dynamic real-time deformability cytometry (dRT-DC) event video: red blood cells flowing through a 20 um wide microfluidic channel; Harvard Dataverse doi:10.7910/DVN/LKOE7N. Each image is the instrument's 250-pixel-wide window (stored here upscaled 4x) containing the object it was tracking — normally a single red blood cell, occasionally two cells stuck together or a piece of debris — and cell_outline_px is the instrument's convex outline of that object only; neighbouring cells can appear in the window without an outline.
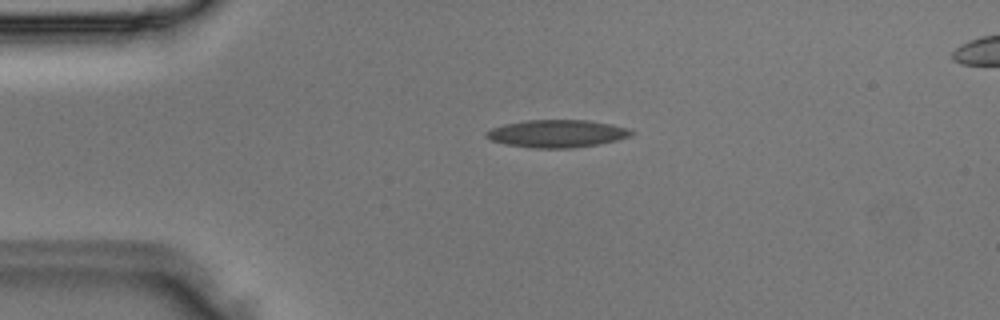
{"species": "Egyptian fruit bat (a non-hibernating species)", "species_latin": "Rousettus aegyptiacus", "temperature_condition": "room temperature", "stored_images_in_passage": 5, "camera_frame_rate_fps": 3000, "um_per_image_px": 0.085, "animal": {"sex": "male"}, "frame": {"image": 1, "passage_image": 3, "time_ms": 0.667, "image_size_px": [1000, 320], "cell_outline_px": [[636, 132], [632, 136], [600, 144], [572, 148], [532, 148], [504, 144], [492, 140], [484, 136], [484, 132], [492, 128], [504, 124], [528, 120], [588, 120], [612, 124], [628, 128]], "centroid_in_image_um": [47.36, 11.36], "position_along_channel_um": 37.6, "area_um2": 23.52}}